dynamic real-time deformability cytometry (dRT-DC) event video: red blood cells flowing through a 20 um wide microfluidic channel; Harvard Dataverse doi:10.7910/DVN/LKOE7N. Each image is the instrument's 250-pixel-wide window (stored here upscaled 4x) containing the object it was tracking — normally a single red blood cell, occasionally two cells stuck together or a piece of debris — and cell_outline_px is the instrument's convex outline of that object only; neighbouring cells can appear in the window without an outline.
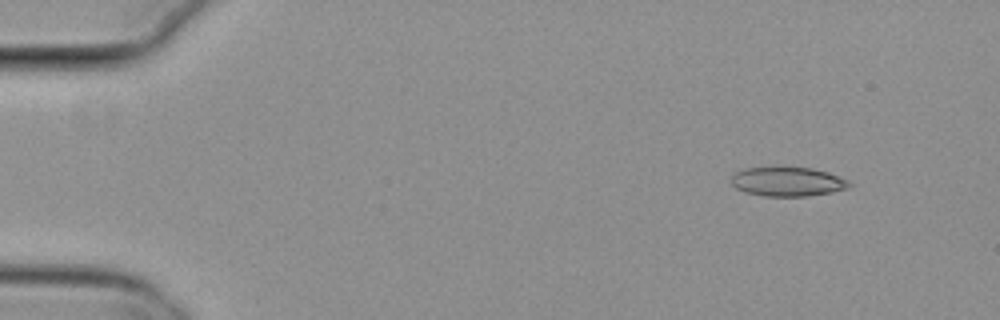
{"species": "common noctule bat (a hibernating species)", "species_latin": "Nyctalus noctula", "temperature_condition": "cold", "stored_images_in_passage": 4, "camera_frame_rate_fps": 3000, "um_per_image_px": 0.085, "animal": {"sex": "female", "body_mass_g": 29.2, "forearm_length_mm": 56.3}, "frame": {"image": 1, "passage_image": 1, "time_ms": 0.0, "image_size_px": [1000, 320], "cell_outline_px": [[852, 184], [848, 188], [832, 192], [808, 196], [764, 196], [744, 192], [736, 188], [732, 184], [732, 176], [736, 172], [744, 168], [812, 168], [828, 172], [848, 180]], "centroid_in_image_um": [66.96, 15.45], "position_along_channel_um": 18.0, "area_um2": 19.94}}
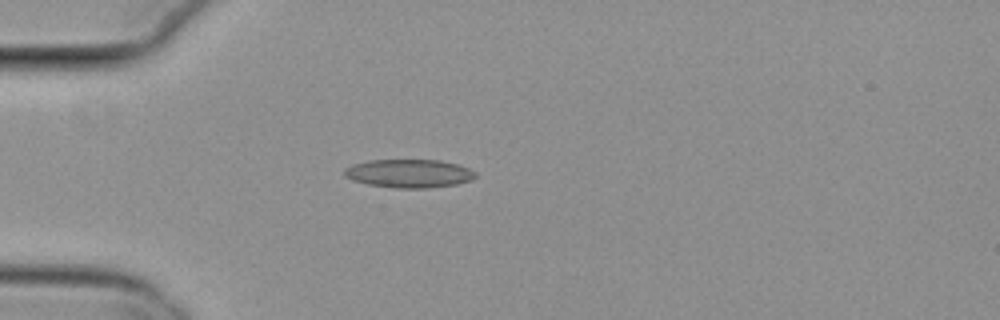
{"frame": {"image": 2, "passage_image": 3, "time_ms": 0.667, "image_size_px": [1000, 320], "cell_outline_px": [[476, 176], [472, 180], [456, 184], [428, 188], [396, 188], [368, 184], [352, 180], [344, 176], [344, 168], [352, 164], [368, 160], [440, 160], [460, 164], [476, 172]], "centroid_in_image_um": [34.77, 14.74], "position_along_channel_um": 50.2, "area_um2": 21.85}}